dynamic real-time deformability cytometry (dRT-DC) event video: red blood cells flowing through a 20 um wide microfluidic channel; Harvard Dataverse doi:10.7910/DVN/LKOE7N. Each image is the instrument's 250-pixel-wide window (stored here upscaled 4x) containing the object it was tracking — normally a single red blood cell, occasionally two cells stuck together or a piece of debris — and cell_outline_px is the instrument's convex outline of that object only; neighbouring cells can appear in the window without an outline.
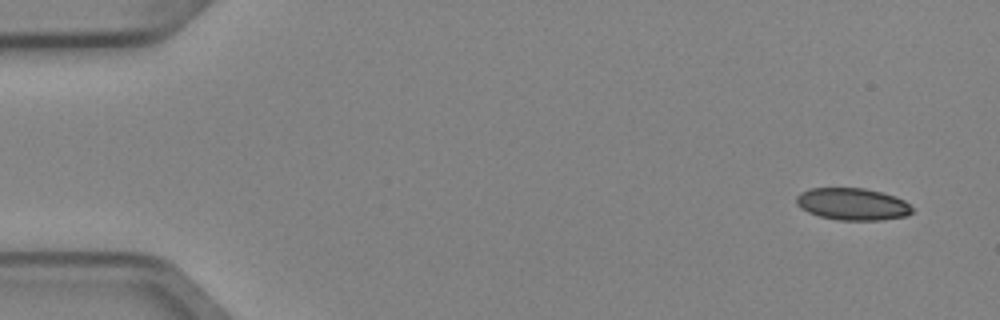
{"species": "Egyptian fruit bat (a non-hibernating species)", "species_latin": "Rousettus aegyptiacus", "temperature_condition": "cold", "stored_images_in_passage": 6, "camera_frame_rate_fps": 3000, "um_per_image_px": 0.085, "animal": {"sex": "female"}, "frame": {"image": 1, "passage_image": 1, "time_ms": 0.0, "image_size_px": [1000, 320], "cell_outline_px": [[912, 212], [908, 216], [880, 220], [836, 220], [820, 216], [808, 212], [800, 208], [796, 204], [796, 196], [800, 192], [808, 188], [864, 188], [896, 196], [904, 200], [912, 208]], "centroid_in_image_um": [72.44, 17.35], "position_along_channel_um": 12.6, "area_um2": 21.79}}
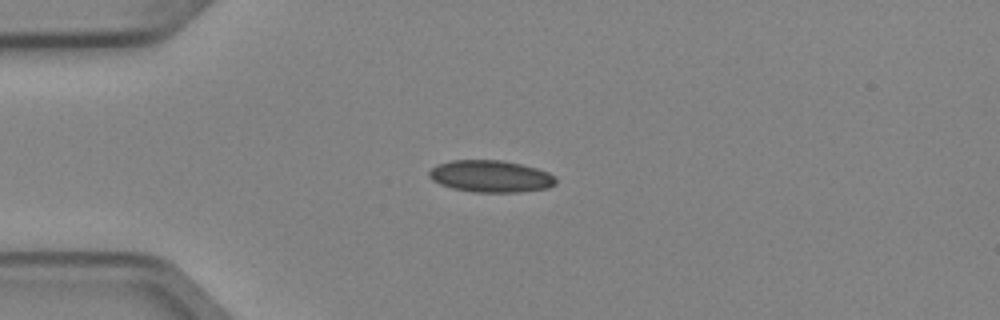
{"frame": {"image": 2, "passage_image": 3, "time_ms": 0.667, "image_size_px": [1000, 320], "cell_outline_px": [[556, 184], [548, 188], [520, 192], [476, 192], [452, 188], [440, 184], [432, 180], [428, 176], [428, 172], [436, 164], [452, 160], [504, 160], [536, 168], [548, 172], [556, 180]], "centroid_in_image_um": [41.69, 14.98], "position_along_channel_um": 43.3, "area_um2": 23.58}}
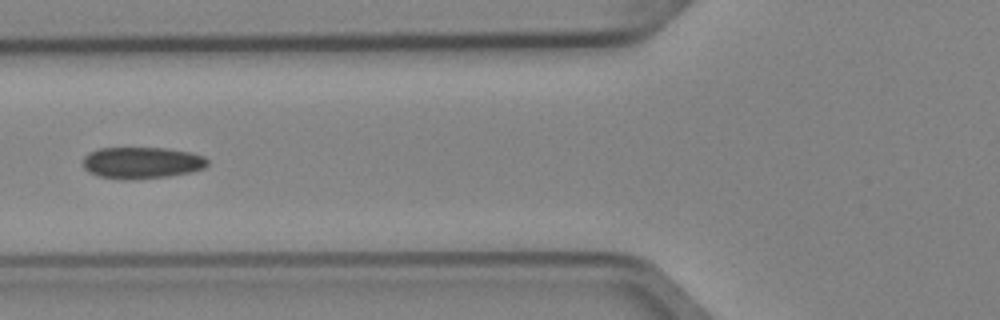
{"frame": {"image": 3, "passage_image": 5, "time_ms": 1.333, "image_size_px": [1000, 320], "cell_outline_px": [[208, 164], [204, 168], [192, 172], [168, 176], [132, 180], [124, 180], [100, 176], [88, 172], [84, 168], [84, 156], [100, 148], [168, 148], [192, 152], [204, 156], [208, 160]], "centroid_in_image_um": [12.09, 13.84], "position_along_channel_um": 113.7, "area_um2": 23.06}}